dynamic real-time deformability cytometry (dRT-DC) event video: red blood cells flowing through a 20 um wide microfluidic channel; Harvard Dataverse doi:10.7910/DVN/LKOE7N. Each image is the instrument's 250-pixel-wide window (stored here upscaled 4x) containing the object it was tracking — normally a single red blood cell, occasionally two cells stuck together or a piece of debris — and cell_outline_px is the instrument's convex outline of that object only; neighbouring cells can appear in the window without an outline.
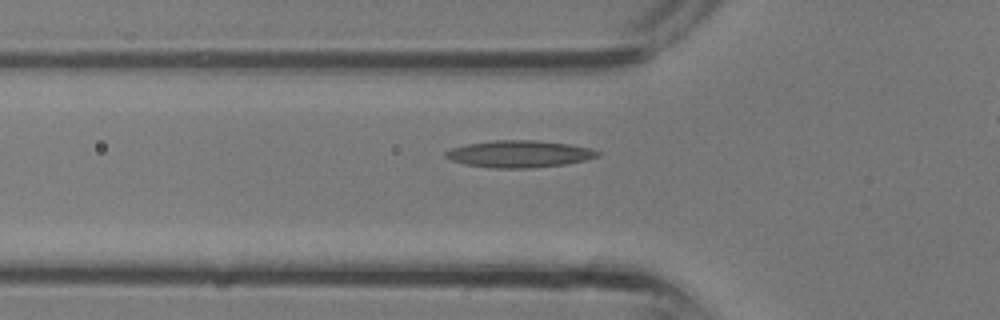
{"species": "common noctule bat (a hibernating species)", "species_latin": "Nyctalus noctula", "temperature_condition": "room temperature", "stored_images_in_passage": 26, "camera_frame_rate_fps": 3000, "um_per_image_px": 0.085, "animal": {"sex": "male", "body_mass_g": 13.3}, "frame": {"image": 1, "passage_image": 10, "time_ms": 3.0, "image_size_px": [1000, 320], "cell_outline_px": [[600, 156], [584, 160], [564, 164], [532, 168], [488, 168], [464, 164], [452, 160], [444, 156], [444, 152], [452, 148], [468, 144], [492, 140], [536, 140], [572, 144], [588, 148], [600, 152]], "centroid_in_image_um": [44.12, 13.08], "position_along_channel_um": 81.7, "area_um2": 23.93}}
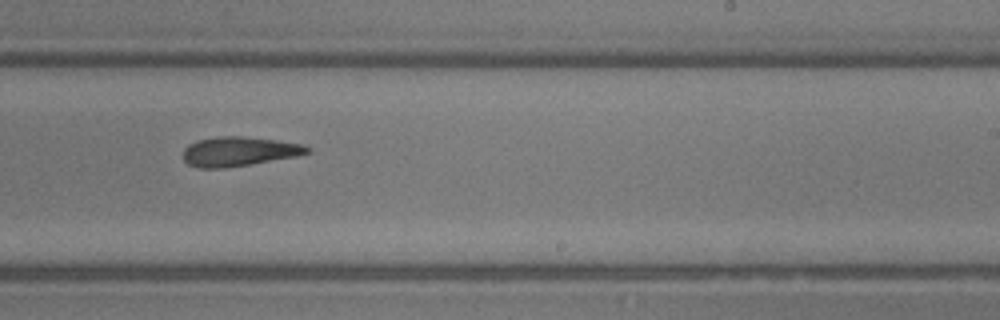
{"frame": {"image": 2, "passage_image": 19, "time_ms": 6.0, "image_size_px": [1000, 320], "cell_outline_px": [[312, 152], [296, 156], [228, 168], [196, 168], [188, 164], [184, 160], [184, 148], [188, 144], [196, 140], [216, 136], [244, 136], [276, 140], [304, 144], [312, 148]], "centroid_in_image_um": [20.32, 12.87], "position_along_channel_um": 268.7, "area_um2": 21.56}}
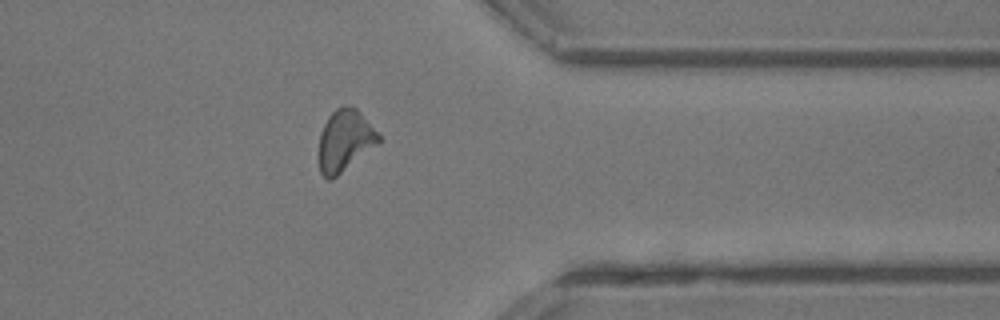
{"frame": {"image": 3, "passage_image": 25, "time_ms": 8.0, "image_size_px": [1000, 320], "cell_outline_px": [[380, 140], [376, 144], [332, 180], [328, 180], [320, 172], [320, 132], [328, 116], [336, 108], [344, 104], [348, 104], [356, 108], [360, 112], [380, 136]], "centroid_in_image_um": [29.29, 11.91], "position_along_channel_um": 382.1, "area_um2": 20.98}}